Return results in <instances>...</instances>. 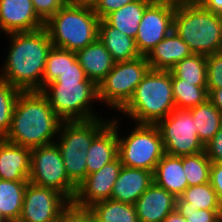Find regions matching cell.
<instances>
[{"instance_id":"44","label":"cell","mask_w":222,"mask_h":222,"mask_svg":"<svg viewBox=\"0 0 222 222\" xmlns=\"http://www.w3.org/2000/svg\"><path fill=\"white\" fill-rule=\"evenodd\" d=\"M209 100L222 113V88L213 89L209 93Z\"/></svg>"},{"instance_id":"12","label":"cell","mask_w":222,"mask_h":222,"mask_svg":"<svg viewBox=\"0 0 222 222\" xmlns=\"http://www.w3.org/2000/svg\"><path fill=\"white\" fill-rule=\"evenodd\" d=\"M71 202L52 188L27 184L18 222H57Z\"/></svg>"},{"instance_id":"17","label":"cell","mask_w":222,"mask_h":222,"mask_svg":"<svg viewBox=\"0 0 222 222\" xmlns=\"http://www.w3.org/2000/svg\"><path fill=\"white\" fill-rule=\"evenodd\" d=\"M31 149L0 139V179L28 181Z\"/></svg>"},{"instance_id":"4","label":"cell","mask_w":222,"mask_h":222,"mask_svg":"<svg viewBox=\"0 0 222 222\" xmlns=\"http://www.w3.org/2000/svg\"><path fill=\"white\" fill-rule=\"evenodd\" d=\"M99 22L93 7L69 0L44 23V28L54 47L76 52L98 39Z\"/></svg>"},{"instance_id":"46","label":"cell","mask_w":222,"mask_h":222,"mask_svg":"<svg viewBox=\"0 0 222 222\" xmlns=\"http://www.w3.org/2000/svg\"><path fill=\"white\" fill-rule=\"evenodd\" d=\"M70 1L75 4L93 7L98 0H70Z\"/></svg>"},{"instance_id":"8","label":"cell","mask_w":222,"mask_h":222,"mask_svg":"<svg viewBox=\"0 0 222 222\" xmlns=\"http://www.w3.org/2000/svg\"><path fill=\"white\" fill-rule=\"evenodd\" d=\"M149 69L146 56L131 61L116 62L97 86L98 100L120 111L129 102L137 85Z\"/></svg>"},{"instance_id":"9","label":"cell","mask_w":222,"mask_h":222,"mask_svg":"<svg viewBox=\"0 0 222 222\" xmlns=\"http://www.w3.org/2000/svg\"><path fill=\"white\" fill-rule=\"evenodd\" d=\"M31 184L52 188L73 201L77 186L68 178L59 147L55 142L31 149Z\"/></svg>"},{"instance_id":"43","label":"cell","mask_w":222,"mask_h":222,"mask_svg":"<svg viewBox=\"0 0 222 222\" xmlns=\"http://www.w3.org/2000/svg\"><path fill=\"white\" fill-rule=\"evenodd\" d=\"M205 9L222 14V0H197Z\"/></svg>"},{"instance_id":"11","label":"cell","mask_w":222,"mask_h":222,"mask_svg":"<svg viewBox=\"0 0 222 222\" xmlns=\"http://www.w3.org/2000/svg\"><path fill=\"white\" fill-rule=\"evenodd\" d=\"M176 3L153 1L139 23L135 44L141 56L149 52L173 31Z\"/></svg>"},{"instance_id":"25","label":"cell","mask_w":222,"mask_h":222,"mask_svg":"<svg viewBox=\"0 0 222 222\" xmlns=\"http://www.w3.org/2000/svg\"><path fill=\"white\" fill-rule=\"evenodd\" d=\"M28 183L0 179V219L3 222H18Z\"/></svg>"},{"instance_id":"41","label":"cell","mask_w":222,"mask_h":222,"mask_svg":"<svg viewBox=\"0 0 222 222\" xmlns=\"http://www.w3.org/2000/svg\"><path fill=\"white\" fill-rule=\"evenodd\" d=\"M209 183L215 190L218 201L222 205V163H211Z\"/></svg>"},{"instance_id":"7","label":"cell","mask_w":222,"mask_h":222,"mask_svg":"<svg viewBox=\"0 0 222 222\" xmlns=\"http://www.w3.org/2000/svg\"><path fill=\"white\" fill-rule=\"evenodd\" d=\"M126 137L118 135V156L123 166L154 172L165 154L160 130L156 124H138Z\"/></svg>"},{"instance_id":"24","label":"cell","mask_w":222,"mask_h":222,"mask_svg":"<svg viewBox=\"0 0 222 222\" xmlns=\"http://www.w3.org/2000/svg\"><path fill=\"white\" fill-rule=\"evenodd\" d=\"M152 0H134L120 9L108 14L104 20L112 27L135 39L138 33L139 23L145 9Z\"/></svg>"},{"instance_id":"6","label":"cell","mask_w":222,"mask_h":222,"mask_svg":"<svg viewBox=\"0 0 222 222\" xmlns=\"http://www.w3.org/2000/svg\"><path fill=\"white\" fill-rule=\"evenodd\" d=\"M40 92L63 122L97 118L90 104L98 100V87L91 80H55Z\"/></svg>"},{"instance_id":"27","label":"cell","mask_w":222,"mask_h":222,"mask_svg":"<svg viewBox=\"0 0 222 222\" xmlns=\"http://www.w3.org/2000/svg\"><path fill=\"white\" fill-rule=\"evenodd\" d=\"M176 208H193L195 210H222L217 195L210 183L187 187L176 198Z\"/></svg>"},{"instance_id":"31","label":"cell","mask_w":222,"mask_h":222,"mask_svg":"<svg viewBox=\"0 0 222 222\" xmlns=\"http://www.w3.org/2000/svg\"><path fill=\"white\" fill-rule=\"evenodd\" d=\"M211 163L205 151L182 156V166L188 187L209 182Z\"/></svg>"},{"instance_id":"15","label":"cell","mask_w":222,"mask_h":222,"mask_svg":"<svg viewBox=\"0 0 222 222\" xmlns=\"http://www.w3.org/2000/svg\"><path fill=\"white\" fill-rule=\"evenodd\" d=\"M139 222H163L176 208V197L154 182L135 203Z\"/></svg>"},{"instance_id":"35","label":"cell","mask_w":222,"mask_h":222,"mask_svg":"<svg viewBox=\"0 0 222 222\" xmlns=\"http://www.w3.org/2000/svg\"><path fill=\"white\" fill-rule=\"evenodd\" d=\"M207 89L222 88V51L207 56Z\"/></svg>"},{"instance_id":"48","label":"cell","mask_w":222,"mask_h":222,"mask_svg":"<svg viewBox=\"0 0 222 222\" xmlns=\"http://www.w3.org/2000/svg\"><path fill=\"white\" fill-rule=\"evenodd\" d=\"M152 1H169V2L176 3V4L184 2V0H152Z\"/></svg>"},{"instance_id":"1","label":"cell","mask_w":222,"mask_h":222,"mask_svg":"<svg viewBox=\"0 0 222 222\" xmlns=\"http://www.w3.org/2000/svg\"><path fill=\"white\" fill-rule=\"evenodd\" d=\"M8 35L11 45L0 79L22 92L41 91L47 54L53 46L46 29Z\"/></svg>"},{"instance_id":"37","label":"cell","mask_w":222,"mask_h":222,"mask_svg":"<svg viewBox=\"0 0 222 222\" xmlns=\"http://www.w3.org/2000/svg\"><path fill=\"white\" fill-rule=\"evenodd\" d=\"M69 0H32L37 15L46 22Z\"/></svg>"},{"instance_id":"28","label":"cell","mask_w":222,"mask_h":222,"mask_svg":"<svg viewBox=\"0 0 222 222\" xmlns=\"http://www.w3.org/2000/svg\"><path fill=\"white\" fill-rule=\"evenodd\" d=\"M88 209L101 222H139L133 204L107 199L94 203Z\"/></svg>"},{"instance_id":"40","label":"cell","mask_w":222,"mask_h":222,"mask_svg":"<svg viewBox=\"0 0 222 222\" xmlns=\"http://www.w3.org/2000/svg\"><path fill=\"white\" fill-rule=\"evenodd\" d=\"M56 80H89L78 60H68V66Z\"/></svg>"},{"instance_id":"42","label":"cell","mask_w":222,"mask_h":222,"mask_svg":"<svg viewBox=\"0 0 222 222\" xmlns=\"http://www.w3.org/2000/svg\"><path fill=\"white\" fill-rule=\"evenodd\" d=\"M57 222H86V208H79L71 203Z\"/></svg>"},{"instance_id":"5","label":"cell","mask_w":222,"mask_h":222,"mask_svg":"<svg viewBox=\"0 0 222 222\" xmlns=\"http://www.w3.org/2000/svg\"><path fill=\"white\" fill-rule=\"evenodd\" d=\"M173 30L194 54L221 51L220 14L205 9L197 0L175 5Z\"/></svg>"},{"instance_id":"18","label":"cell","mask_w":222,"mask_h":222,"mask_svg":"<svg viewBox=\"0 0 222 222\" xmlns=\"http://www.w3.org/2000/svg\"><path fill=\"white\" fill-rule=\"evenodd\" d=\"M153 183V172L122 166L114 183L111 199L135 205Z\"/></svg>"},{"instance_id":"22","label":"cell","mask_w":222,"mask_h":222,"mask_svg":"<svg viewBox=\"0 0 222 222\" xmlns=\"http://www.w3.org/2000/svg\"><path fill=\"white\" fill-rule=\"evenodd\" d=\"M153 182L176 198L188 187L182 166V156L164 154L153 172Z\"/></svg>"},{"instance_id":"21","label":"cell","mask_w":222,"mask_h":222,"mask_svg":"<svg viewBox=\"0 0 222 222\" xmlns=\"http://www.w3.org/2000/svg\"><path fill=\"white\" fill-rule=\"evenodd\" d=\"M192 54L188 45L173 30L146 56L154 70H170L179 61Z\"/></svg>"},{"instance_id":"30","label":"cell","mask_w":222,"mask_h":222,"mask_svg":"<svg viewBox=\"0 0 222 222\" xmlns=\"http://www.w3.org/2000/svg\"><path fill=\"white\" fill-rule=\"evenodd\" d=\"M173 97L177 109H191L209 99L207 86H195L172 74Z\"/></svg>"},{"instance_id":"13","label":"cell","mask_w":222,"mask_h":222,"mask_svg":"<svg viewBox=\"0 0 222 222\" xmlns=\"http://www.w3.org/2000/svg\"><path fill=\"white\" fill-rule=\"evenodd\" d=\"M122 166L118 156L99 171L88 174L77 186L75 197L71 203L79 208L88 209L96 202L111 199L113 186Z\"/></svg>"},{"instance_id":"36","label":"cell","mask_w":222,"mask_h":222,"mask_svg":"<svg viewBox=\"0 0 222 222\" xmlns=\"http://www.w3.org/2000/svg\"><path fill=\"white\" fill-rule=\"evenodd\" d=\"M187 222H221L222 210H195L193 208H175Z\"/></svg>"},{"instance_id":"29","label":"cell","mask_w":222,"mask_h":222,"mask_svg":"<svg viewBox=\"0 0 222 222\" xmlns=\"http://www.w3.org/2000/svg\"><path fill=\"white\" fill-rule=\"evenodd\" d=\"M207 56L192 53L175 64L169 71L177 78L194 83L195 86H207Z\"/></svg>"},{"instance_id":"47","label":"cell","mask_w":222,"mask_h":222,"mask_svg":"<svg viewBox=\"0 0 222 222\" xmlns=\"http://www.w3.org/2000/svg\"><path fill=\"white\" fill-rule=\"evenodd\" d=\"M86 222H101V221L95 215H93L89 209L86 208Z\"/></svg>"},{"instance_id":"3","label":"cell","mask_w":222,"mask_h":222,"mask_svg":"<svg viewBox=\"0 0 222 222\" xmlns=\"http://www.w3.org/2000/svg\"><path fill=\"white\" fill-rule=\"evenodd\" d=\"M175 109L172 73L150 68L120 111L137 124H157Z\"/></svg>"},{"instance_id":"10","label":"cell","mask_w":222,"mask_h":222,"mask_svg":"<svg viewBox=\"0 0 222 222\" xmlns=\"http://www.w3.org/2000/svg\"><path fill=\"white\" fill-rule=\"evenodd\" d=\"M156 125L160 130L166 154L184 156L205 151V146L198 138L197 127L188 109L176 108Z\"/></svg>"},{"instance_id":"26","label":"cell","mask_w":222,"mask_h":222,"mask_svg":"<svg viewBox=\"0 0 222 222\" xmlns=\"http://www.w3.org/2000/svg\"><path fill=\"white\" fill-rule=\"evenodd\" d=\"M197 127L198 138L205 146L222 127V113L208 99L206 102L188 109Z\"/></svg>"},{"instance_id":"49","label":"cell","mask_w":222,"mask_h":222,"mask_svg":"<svg viewBox=\"0 0 222 222\" xmlns=\"http://www.w3.org/2000/svg\"><path fill=\"white\" fill-rule=\"evenodd\" d=\"M221 51H222V14L220 15Z\"/></svg>"},{"instance_id":"32","label":"cell","mask_w":222,"mask_h":222,"mask_svg":"<svg viewBox=\"0 0 222 222\" xmlns=\"http://www.w3.org/2000/svg\"><path fill=\"white\" fill-rule=\"evenodd\" d=\"M65 165L68 178L78 186L87 176V151L75 147L58 146Z\"/></svg>"},{"instance_id":"19","label":"cell","mask_w":222,"mask_h":222,"mask_svg":"<svg viewBox=\"0 0 222 222\" xmlns=\"http://www.w3.org/2000/svg\"><path fill=\"white\" fill-rule=\"evenodd\" d=\"M118 125L115 119L93 139L86 154L87 175L118 157Z\"/></svg>"},{"instance_id":"33","label":"cell","mask_w":222,"mask_h":222,"mask_svg":"<svg viewBox=\"0 0 222 222\" xmlns=\"http://www.w3.org/2000/svg\"><path fill=\"white\" fill-rule=\"evenodd\" d=\"M22 91L0 79V139L10 130L13 110Z\"/></svg>"},{"instance_id":"16","label":"cell","mask_w":222,"mask_h":222,"mask_svg":"<svg viewBox=\"0 0 222 222\" xmlns=\"http://www.w3.org/2000/svg\"><path fill=\"white\" fill-rule=\"evenodd\" d=\"M107 121V122H106ZM95 118L84 121H65L59 128L57 146H69L88 151L93 139L111 122Z\"/></svg>"},{"instance_id":"20","label":"cell","mask_w":222,"mask_h":222,"mask_svg":"<svg viewBox=\"0 0 222 222\" xmlns=\"http://www.w3.org/2000/svg\"><path fill=\"white\" fill-rule=\"evenodd\" d=\"M75 54L86 77L97 86L116 63L99 38Z\"/></svg>"},{"instance_id":"45","label":"cell","mask_w":222,"mask_h":222,"mask_svg":"<svg viewBox=\"0 0 222 222\" xmlns=\"http://www.w3.org/2000/svg\"><path fill=\"white\" fill-rule=\"evenodd\" d=\"M163 222H187L186 219L180 215L176 210L170 213Z\"/></svg>"},{"instance_id":"34","label":"cell","mask_w":222,"mask_h":222,"mask_svg":"<svg viewBox=\"0 0 222 222\" xmlns=\"http://www.w3.org/2000/svg\"><path fill=\"white\" fill-rule=\"evenodd\" d=\"M74 51L52 46L47 54L45 70L42 79V89L54 82L68 66V60H76Z\"/></svg>"},{"instance_id":"39","label":"cell","mask_w":222,"mask_h":222,"mask_svg":"<svg viewBox=\"0 0 222 222\" xmlns=\"http://www.w3.org/2000/svg\"><path fill=\"white\" fill-rule=\"evenodd\" d=\"M205 152L211 162L222 163V127L205 145Z\"/></svg>"},{"instance_id":"2","label":"cell","mask_w":222,"mask_h":222,"mask_svg":"<svg viewBox=\"0 0 222 222\" xmlns=\"http://www.w3.org/2000/svg\"><path fill=\"white\" fill-rule=\"evenodd\" d=\"M62 122L40 91L21 92L4 139L29 149L47 145L54 142Z\"/></svg>"},{"instance_id":"38","label":"cell","mask_w":222,"mask_h":222,"mask_svg":"<svg viewBox=\"0 0 222 222\" xmlns=\"http://www.w3.org/2000/svg\"><path fill=\"white\" fill-rule=\"evenodd\" d=\"M133 1L134 0H98L93 6V10L99 19H104L108 14Z\"/></svg>"},{"instance_id":"23","label":"cell","mask_w":222,"mask_h":222,"mask_svg":"<svg viewBox=\"0 0 222 222\" xmlns=\"http://www.w3.org/2000/svg\"><path fill=\"white\" fill-rule=\"evenodd\" d=\"M98 38L115 62L131 61L141 56L135 39L110 26L104 19L99 22Z\"/></svg>"},{"instance_id":"14","label":"cell","mask_w":222,"mask_h":222,"mask_svg":"<svg viewBox=\"0 0 222 222\" xmlns=\"http://www.w3.org/2000/svg\"><path fill=\"white\" fill-rule=\"evenodd\" d=\"M32 0H0V29L6 35L15 32H31L44 27Z\"/></svg>"}]
</instances>
